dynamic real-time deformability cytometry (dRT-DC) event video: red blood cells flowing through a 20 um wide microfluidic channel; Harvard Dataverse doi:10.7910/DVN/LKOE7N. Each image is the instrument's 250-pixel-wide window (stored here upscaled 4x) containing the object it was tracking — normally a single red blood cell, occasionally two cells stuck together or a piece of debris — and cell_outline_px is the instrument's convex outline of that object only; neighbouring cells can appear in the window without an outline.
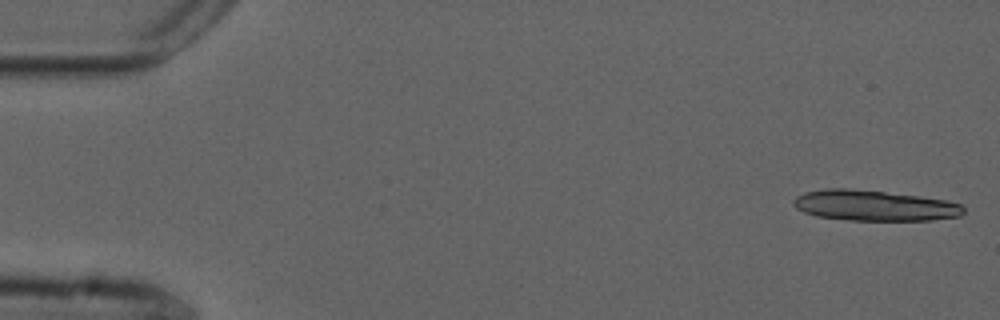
{"species": "common noctule bat (a hibernating species)", "species_latin": "Nyctalus noctula", "temperature_condition": "cold", "stored_images_in_passage": 9, "camera_frame_rate_fps": 3000, "um_per_image_px": 0.085, "animal": {"sex": "male", "forearm_length_mm": 52.5}, "frame": {"image": 1, "passage_image": 1, "time_ms": 0.0, "image_size_px": [1000, 320], "cell_outline_px": [[964, 212], [960, 216], [932, 220], [852, 220], [816, 216], [804, 212], [796, 208], [792, 204], [792, 200], [796, 196], [804, 192], [824, 188], [848, 188], [920, 196], [948, 200], [960, 204], [964, 208]], "centroid_in_image_um": [74.29, 17.46], "position_along_channel_um": 10.7, "area_um2": 30.4}}